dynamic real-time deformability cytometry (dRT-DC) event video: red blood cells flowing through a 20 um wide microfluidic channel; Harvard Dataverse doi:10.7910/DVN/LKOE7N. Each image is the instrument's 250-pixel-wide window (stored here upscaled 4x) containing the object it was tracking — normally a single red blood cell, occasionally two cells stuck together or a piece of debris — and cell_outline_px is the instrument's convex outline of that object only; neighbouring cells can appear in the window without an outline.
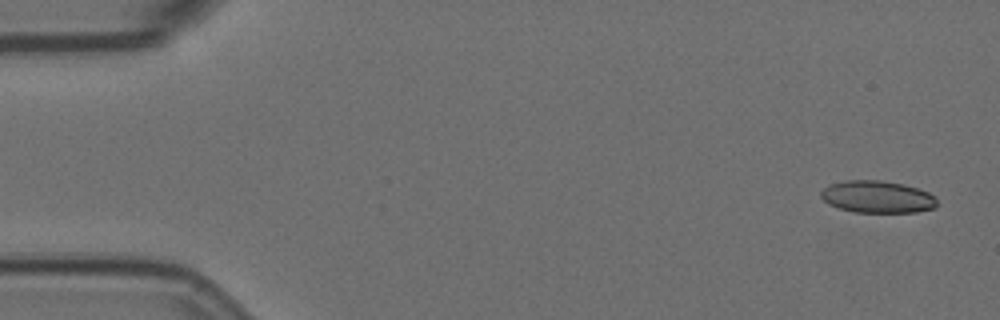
{"species": "Egyptian fruit bat (a non-hibernating species)", "species_latin": "Rousettus aegyptiacus", "temperature_condition": "room temperature", "stored_images_in_passage": 6, "camera_frame_rate_fps": 3000, "um_per_image_px": 0.085, "animal": {"sex": "female"}, "frame": {"image": 1, "passage_image": 1, "time_ms": 0.0, "image_size_px": [1000, 320], "cell_outline_px": [[936, 208], [916, 212], [856, 212], [840, 208], [828, 204], [820, 196], [820, 192], [824, 188], [832, 184], [844, 180], [880, 180], [904, 184], [928, 192], [936, 196]], "centroid_in_image_um": [74.59, 16.73], "position_along_channel_um": 10.4, "area_um2": 21.73}}
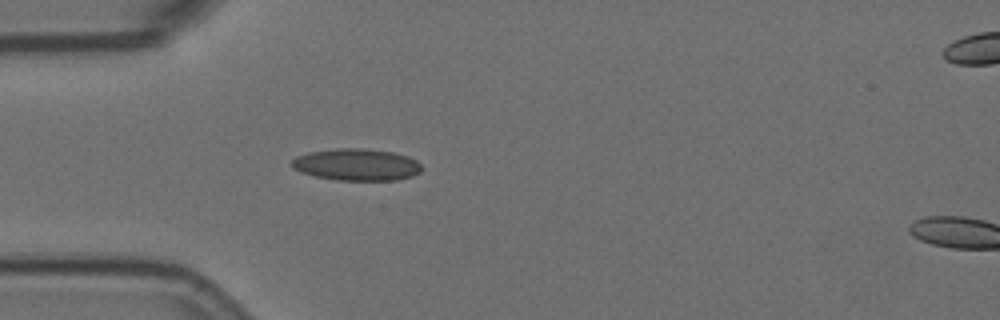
{"frame": {"image": 2, "passage_image": 5, "time_ms": 1.333, "image_size_px": [1000, 320], "cell_outline_px": [[420, 172], [412, 176], [396, 180], [336, 180], [316, 176], [300, 172], [292, 168], [288, 164], [296, 156], [308, 152], [336, 148], [360, 148], [392, 152], [408, 156], [416, 160], [420, 164]], "centroid_in_image_um": [30.26, 13.99], "position_along_channel_um": 54.7, "area_um2": 24.22}}